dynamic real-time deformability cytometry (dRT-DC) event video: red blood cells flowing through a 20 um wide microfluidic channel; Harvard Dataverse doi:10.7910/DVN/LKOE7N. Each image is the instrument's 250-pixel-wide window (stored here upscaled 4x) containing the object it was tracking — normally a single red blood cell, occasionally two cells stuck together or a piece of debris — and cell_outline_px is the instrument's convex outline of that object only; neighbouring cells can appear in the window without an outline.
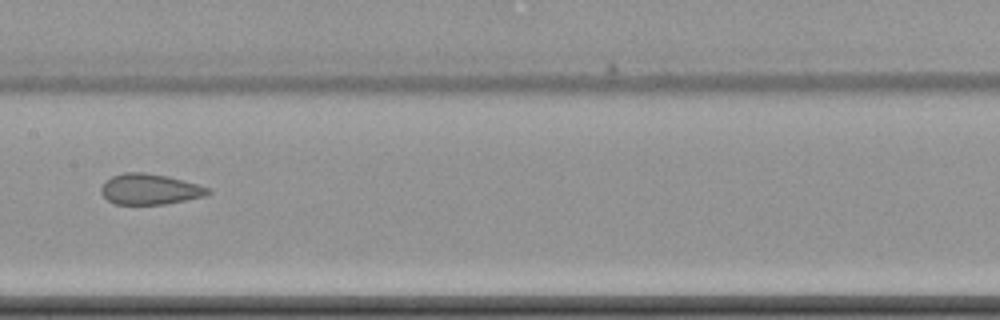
{"species": "common noctule bat (a hibernating species)", "species_latin": "Nyctalus noctula", "temperature_condition": "cold", "stored_images_in_passage": 10, "camera_frame_rate_fps": 3000, "um_per_image_px": 0.085, "animal": {"sex": "female", "body_mass_g": 22.7, "forearm_length_mm": 54.2}, "frame": {"image": 1, "passage_image": 9, "time_ms": 10.667, "image_size_px": [1000, 320], "cell_outline_px": [[212, 192], [204, 196], [164, 204], [116, 204], [108, 200], [100, 192], [100, 188], [104, 180], [112, 176], [124, 172], [144, 172], [168, 176], [196, 184], [208, 188]], "centroid_in_image_um": [12.68, 16.07], "position_along_channel_um": 194.7, "area_um2": 19.02}}
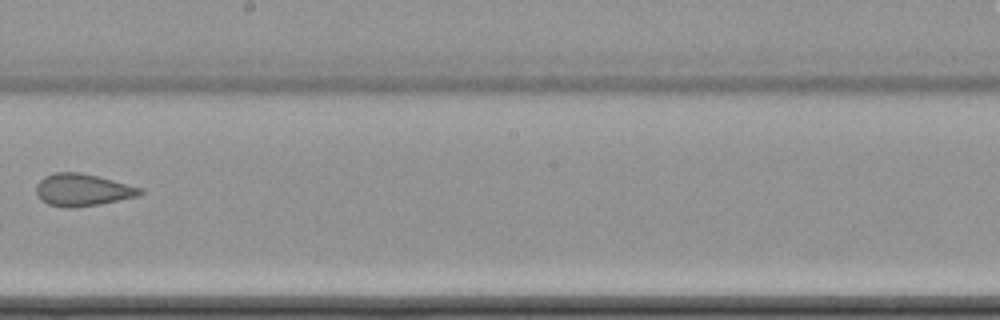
{"frame": {"image": 2, "passage_image": 10, "time_ms": 12.0, "image_size_px": [1000, 320], "cell_outline_px": [[144, 192], [140, 196], [100, 204], [72, 208], [64, 208], [48, 204], [40, 200], [36, 196], [36, 184], [44, 176], [56, 172], [80, 172], [144, 188]], "centroid_in_image_um": [7.01, 16.15], "position_along_channel_um": 241.2, "area_um2": 19.77}}